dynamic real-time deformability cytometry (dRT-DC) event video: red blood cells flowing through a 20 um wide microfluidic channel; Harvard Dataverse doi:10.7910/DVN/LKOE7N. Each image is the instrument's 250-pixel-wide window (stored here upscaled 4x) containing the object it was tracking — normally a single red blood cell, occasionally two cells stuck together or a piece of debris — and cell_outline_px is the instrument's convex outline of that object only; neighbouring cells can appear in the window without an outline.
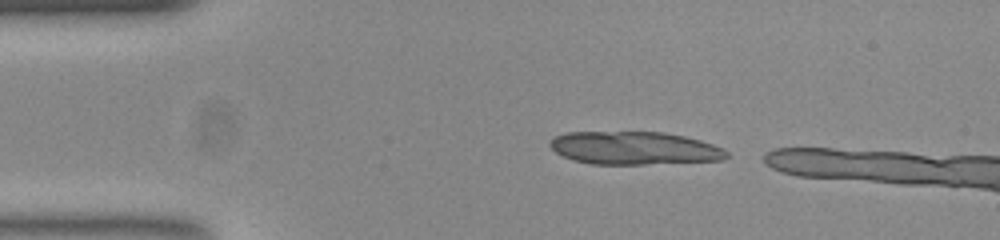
{"species": "common noctule bat (a hibernating species)", "species_latin": "Nyctalus noctula", "temperature_condition": "room temperature", "stored_images_in_passage": 9, "camera_frame_rate_fps": 3000, "um_per_image_px": 0.085, "animal": {"sex": "female", "body_mass_g": 23.0, "forearm_length_mm": 53.4}, "frame": {"image": 1, "passage_image": 3, "time_ms": 0.667, "image_size_px": [1000, 240], "cell_outline_px": [[732, 156], [724, 160], [644, 164], [592, 164], [572, 160], [556, 152], [548, 144], [552, 136], [568, 132], [664, 132], [684, 136], [700, 140], [724, 148]], "centroid_in_image_um": [53.93, 12.59], "position_along_channel_um": 31.1, "area_um2": 34.22}}